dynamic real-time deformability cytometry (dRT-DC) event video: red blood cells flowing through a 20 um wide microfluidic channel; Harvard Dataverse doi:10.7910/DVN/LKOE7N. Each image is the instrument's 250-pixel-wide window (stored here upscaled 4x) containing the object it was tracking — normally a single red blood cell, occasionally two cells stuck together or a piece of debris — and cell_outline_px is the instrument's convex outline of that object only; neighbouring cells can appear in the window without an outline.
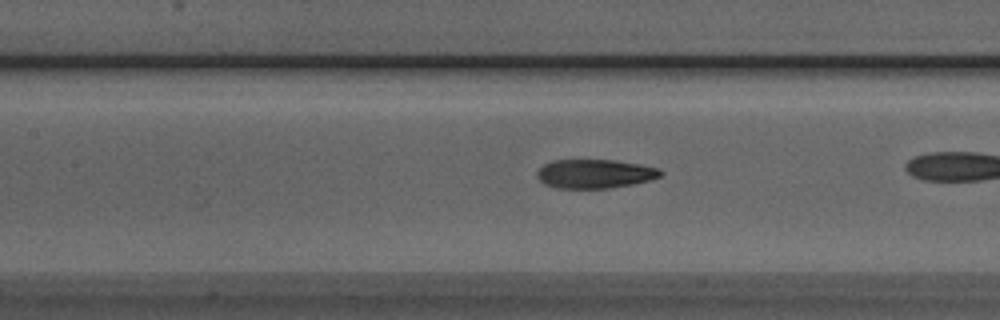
{"species": "Egyptian fruit bat (a non-hibernating species)", "species_latin": "Rousettus aegyptiacus", "temperature_condition": "room temperature", "stored_images_in_passage": 40, "camera_frame_rate_fps": 3000, "um_per_image_px": 0.085, "animal": {"sex": "male"}, "frame": {"image": 1, "passage_image": 23, "time_ms": 7.333, "image_size_px": [1000, 320], "cell_outline_px": [[664, 172], [660, 176], [648, 180], [632, 184], [608, 188], [556, 188], [544, 184], [536, 176], [536, 172], [544, 164], [552, 160], [616, 160], [640, 164], [660, 168]], "centroid_in_image_um": [50.55, 14.76], "position_along_channel_um": 156.9, "area_um2": 20.87}}
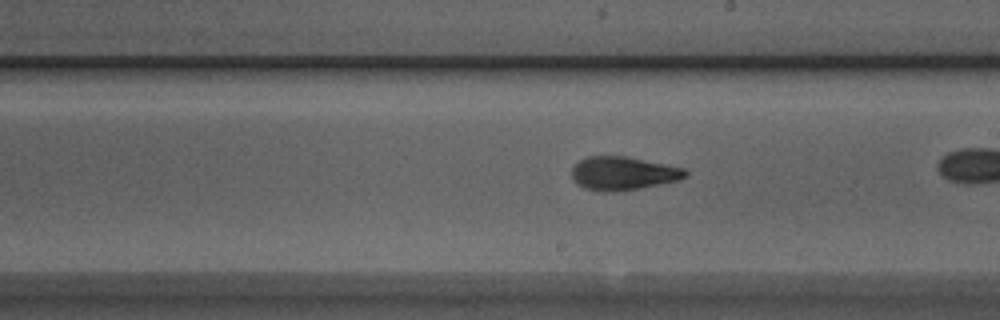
{"frame": {"image": 2, "passage_image": 29, "time_ms": 9.333, "image_size_px": [1000, 320], "cell_outline_px": [[688, 176], [680, 180], [640, 188], [612, 192], [600, 192], [584, 188], [576, 184], [572, 180], [572, 168], [580, 160], [588, 156], [628, 156], [684, 168], [688, 172]], "centroid_in_image_um": [52.96, 14.74], "position_along_channel_um": 236.0, "area_um2": 22.37}}